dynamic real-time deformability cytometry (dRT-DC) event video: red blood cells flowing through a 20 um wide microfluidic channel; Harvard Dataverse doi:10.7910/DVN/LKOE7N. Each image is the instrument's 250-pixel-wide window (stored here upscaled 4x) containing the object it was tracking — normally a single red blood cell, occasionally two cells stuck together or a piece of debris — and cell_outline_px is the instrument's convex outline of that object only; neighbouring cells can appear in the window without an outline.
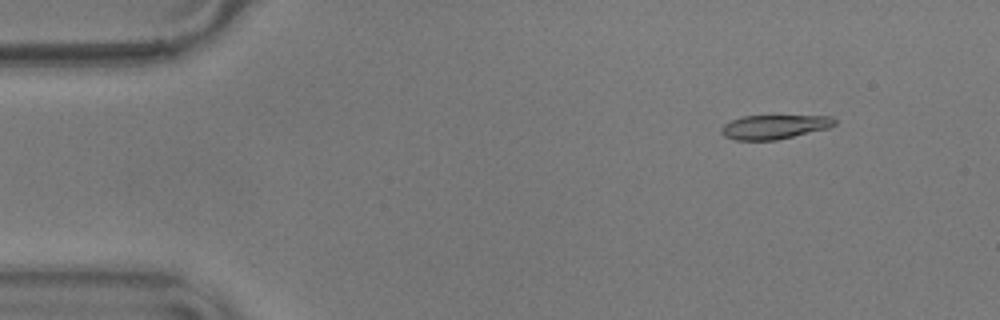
{"species": "common noctule bat (a hibernating species)", "species_latin": "Nyctalus noctula", "temperature_condition": "warm", "stored_images_in_passage": 46, "camera_frame_rate_fps": 3000, "um_per_image_px": 0.085, "animal": {"sex": "male", "body_mass_g": 17.9}, "frame": {"image": 1, "passage_image": 2, "time_ms": 0.333, "image_size_px": [1000, 320], "cell_outline_px": [[836, 124], [828, 128], [776, 140], [736, 140], [724, 136], [720, 132], [720, 128], [724, 124], [732, 120], [744, 116], [832, 116], [836, 120]], "centroid_in_image_um": [65.8, 10.78], "position_along_channel_um": 19.2, "area_um2": 15.84}}
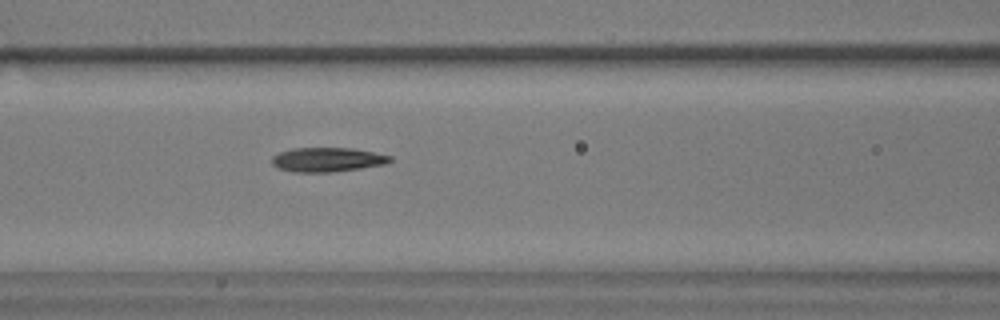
{"frame": {"image": 2, "passage_image": 19, "time_ms": 6.0, "image_size_px": [1000, 320], "cell_outline_px": [[392, 160], [388, 164], [360, 168], [328, 172], [292, 172], [276, 168], [272, 164], [272, 156], [280, 152], [292, 148], [352, 148], [392, 156]], "centroid_in_image_um": [27.8, 13.57], "position_along_channel_um": 138.8, "area_um2": 16.76}}
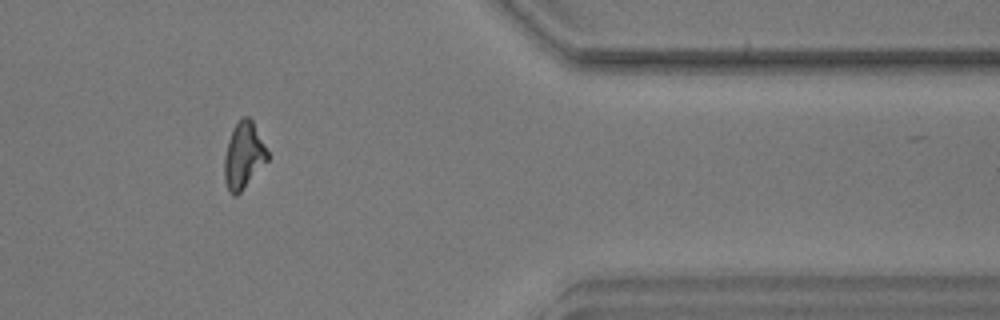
{"frame": {"image": 3, "passage_image": 42, "time_ms": 13.667, "image_size_px": [1000, 320], "cell_outline_px": [[268, 160], [240, 192], [236, 196], [232, 196], [228, 192], [224, 180], [224, 156], [228, 140], [236, 124], [244, 116], [248, 116], [252, 120], [268, 152]], "centroid_in_image_um": [20.68, 13.25], "position_along_channel_um": 390.7, "area_um2": 16.53}, "authors_computed_cell_mechanics": {"area_um2": 16.6753, "velocity_mm_per_s": 3.5945, "shape_relaxation_time_tau1_ms": 4.7505, "shape_relaxation_time_tau2_ms": 2.9401, "deformation_change_tau1": 0.1948, "deformation_change_tau2": 0.1254}}